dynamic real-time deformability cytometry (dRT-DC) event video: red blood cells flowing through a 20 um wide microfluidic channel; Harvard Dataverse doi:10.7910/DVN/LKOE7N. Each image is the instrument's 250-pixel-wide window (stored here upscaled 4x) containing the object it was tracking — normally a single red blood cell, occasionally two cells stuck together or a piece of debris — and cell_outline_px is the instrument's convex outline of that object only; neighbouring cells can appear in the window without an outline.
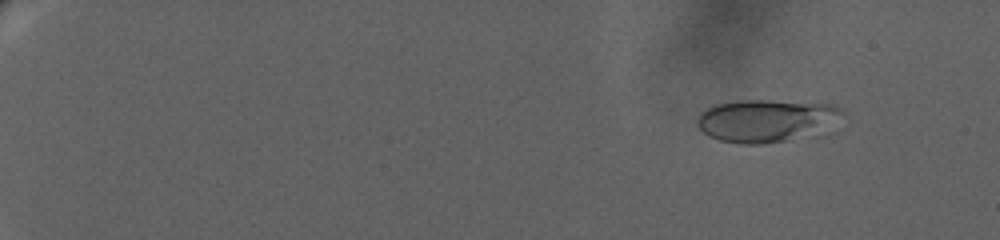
{"species": "human", "species_latin": "Homo sapiens", "temperature_condition": "warm", "stored_images_in_passage": 22, "camera_frame_rate_fps": 3000, "um_per_image_px": 0.085, "donor": {"sex": "female"}, "frame": {"image": 1, "passage_image": 6, "time_ms": 2.0, "image_size_px": [1000, 240], "cell_outline_px": [[844, 112], [840, 132], [828, 136], [764, 144], [740, 144], [720, 140], [708, 136], [696, 124], [696, 116], [704, 108], [712, 104], [736, 100], [768, 100], [832, 104], [840, 108]], "centroid_in_image_um": [65.37, 10.29], "position_along_channel_um": 19.6, "area_um2": 38.73}}